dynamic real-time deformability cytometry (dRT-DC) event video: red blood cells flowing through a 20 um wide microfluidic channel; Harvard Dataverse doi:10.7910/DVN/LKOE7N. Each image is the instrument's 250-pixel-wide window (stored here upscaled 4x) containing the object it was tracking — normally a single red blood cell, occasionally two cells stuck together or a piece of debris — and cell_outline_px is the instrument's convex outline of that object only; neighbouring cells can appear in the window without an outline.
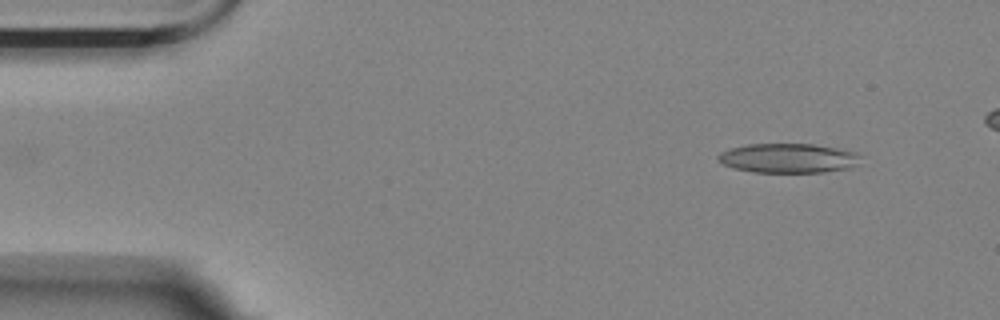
{"species": "Egyptian fruit bat (a non-hibernating species)", "species_latin": "Rousettus aegyptiacus", "temperature_condition": "room temperature", "stored_images_in_passage": 48, "camera_frame_rate_fps": 3000, "um_per_image_px": 0.085, "animal": {"sex": "female"}, "frame": {"image": 1, "passage_image": 1, "time_ms": 0.0, "image_size_px": [1000, 320], "cell_outline_px": [[860, 156], [848, 168], [824, 172], [752, 172], [736, 168], [724, 164], [716, 160], [716, 156], [720, 152], [728, 148], [748, 144], [812, 144], [836, 148], [856, 152]], "centroid_in_image_um": [66.9, 13.43], "position_along_channel_um": 18.1, "area_um2": 24.16}}
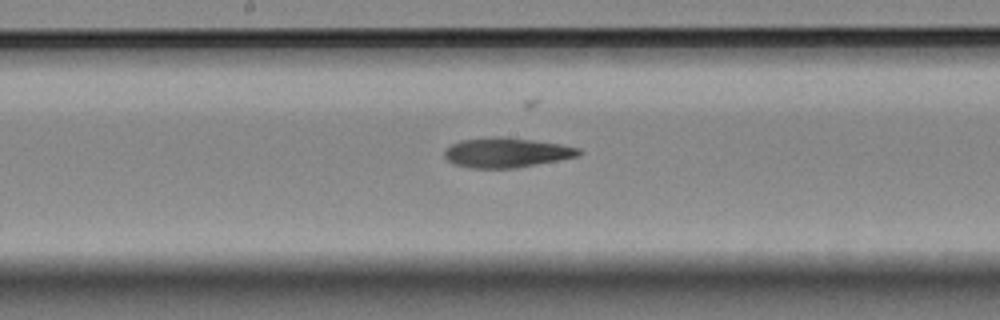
{"frame": {"image": 2, "passage_image": 24, "time_ms": 7.667, "image_size_px": [1000, 320], "cell_outline_px": [[584, 152], [580, 156], [516, 168], [472, 168], [456, 164], [448, 160], [444, 156], [444, 152], [452, 144], [460, 140], [496, 136], [500, 136], [532, 140], [560, 144], [580, 148]], "centroid_in_image_um": [43.09, 12.97], "position_along_channel_um": 205.1, "area_um2": 23.24}}
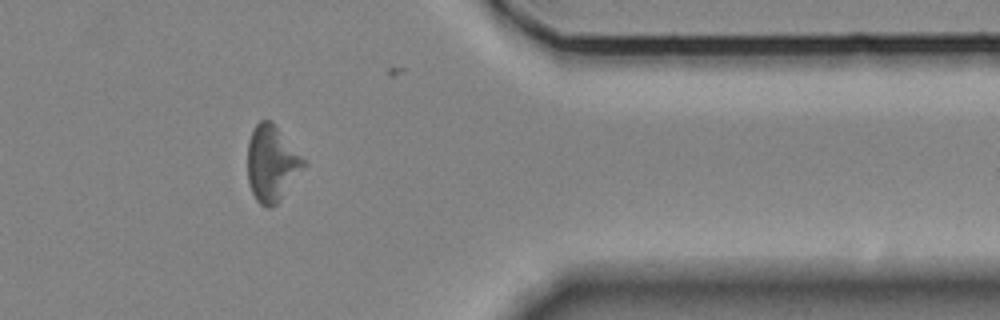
{"frame": {"image": 3, "passage_image": 41, "time_ms": 13.333, "image_size_px": [1000, 320], "cell_outline_px": [[308, 164], [280, 200], [276, 204], [268, 208], [260, 204], [256, 200], [248, 184], [248, 140], [256, 124], [260, 120], [272, 120]], "centroid_in_image_um": [23.11, 13.9], "position_along_channel_um": 388.3, "area_um2": 24.91}, "authors_computed_cell_mechanics": {"area_um2": 23.5824, "velocity_mm_per_s": 3.5597, "shape_relaxation_time_tau1_ms": null, "shape_relaxation_time_tau2_ms": 5.3866, "deformation_change_tau1": null, "deformation_change_tau2": 0.1609}}